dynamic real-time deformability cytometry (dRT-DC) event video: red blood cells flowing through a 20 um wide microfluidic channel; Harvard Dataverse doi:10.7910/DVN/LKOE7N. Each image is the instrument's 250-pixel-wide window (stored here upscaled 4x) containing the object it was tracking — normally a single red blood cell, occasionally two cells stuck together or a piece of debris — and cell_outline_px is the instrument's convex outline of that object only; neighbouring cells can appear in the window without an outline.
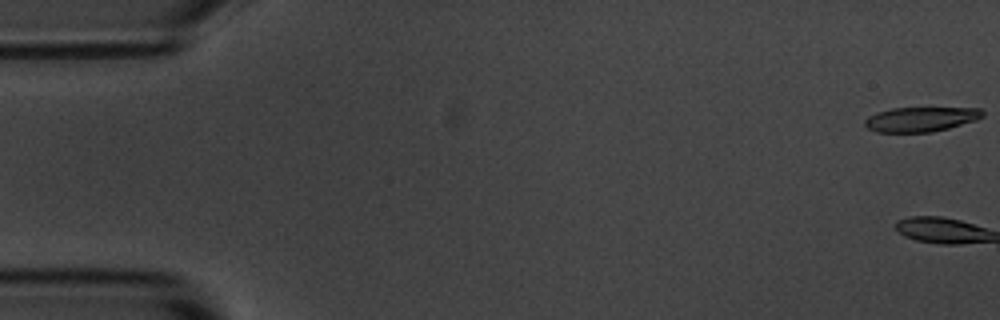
{"species": "common noctule bat (a hibernating species)", "species_latin": "Nyctalus noctula", "temperature_condition": "room temperature", "stored_images_in_passage": 9, "camera_frame_rate_fps": 3000, "um_per_image_px": 0.085, "animal": {"sex": "male", "body_mass_g": 20.1, "forearm_length_mm": 53.5}, "frame": {"image": 1, "passage_image": 1, "time_ms": 0.0, "image_size_px": [1000, 320], "cell_outline_px": [[984, 116], [976, 120], [948, 128], [932, 132], [876, 132], [868, 128], [864, 124], [864, 120], [868, 116], [876, 112], [892, 108], [980, 108], [984, 112]], "centroid_in_image_um": [78.25, 10.13], "position_along_channel_um": 6.7, "area_um2": 16.94}}